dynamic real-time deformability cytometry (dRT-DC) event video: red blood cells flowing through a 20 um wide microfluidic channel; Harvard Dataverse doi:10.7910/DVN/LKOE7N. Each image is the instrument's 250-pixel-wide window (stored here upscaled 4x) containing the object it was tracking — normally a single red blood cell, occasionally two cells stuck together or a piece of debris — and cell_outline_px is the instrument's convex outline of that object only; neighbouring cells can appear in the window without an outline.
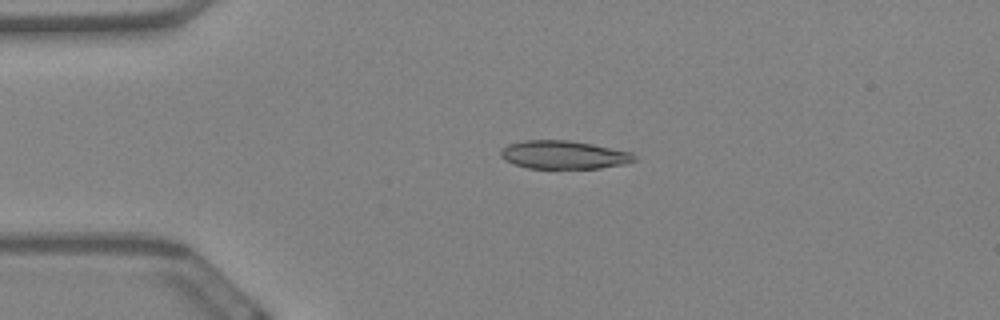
{"species": "Egyptian fruit bat (a non-hibernating species)", "species_latin": "Rousettus aegyptiacus", "temperature_condition": "warm", "stored_images_in_passage": 60, "camera_frame_rate_fps": 3000, "um_per_image_px": 0.085, "animal": {"sex": "female"}, "frame": {"image": 1, "passage_image": 14, "time_ms": 4.333, "image_size_px": [1000, 320], "cell_outline_px": [[636, 160], [624, 164], [600, 168], [528, 168], [512, 164], [504, 160], [500, 156], [500, 148], [508, 144], [524, 140], [572, 140], [632, 152], [636, 156]], "centroid_in_image_um": [47.88, 13.15], "position_along_channel_um": 37.1, "area_um2": 22.2}}
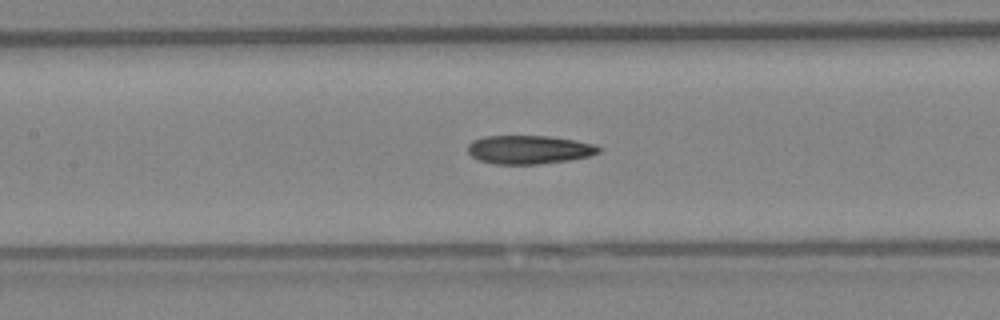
{"frame": {"image": 2, "passage_image": 28, "time_ms": 9.0, "image_size_px": [1000, 320], "cell_outline_px": [[604, 148], [600, 152], [592, 156], [568, 160], [536, 164], [492, 164], [480, 160], [472, 156], [468, 152], [468, 144], [472, 140], [484, 136], [548, 136], [596, 144]], "centroid_in_image_um": [44.99, 12.72], "position_along_channel_um": 162.4, "area_um2": 21.91}}
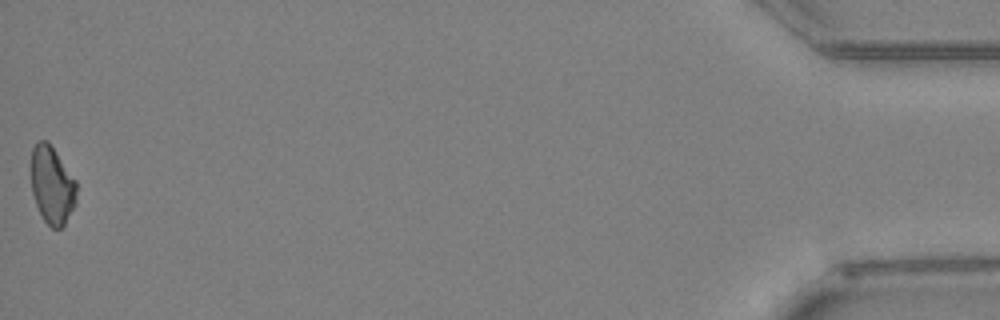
{"frame": {"image": 3, "passage_image": 60, "time_ms": 19.667, "image_size_px": [1000, 320], "cell_outline_px": [[76, 204], [64, 224], [60, 228], [52, 228], [44, 220], [36, 204], [32, 192], [32, 148], [40, 140], [48, 140], [76, 180]], "centroid_in_image_um": [4.44, 15.73], "position_along_channel_um": 430.8, "area_um2": 20.4}}